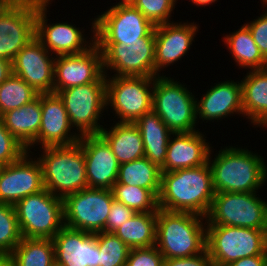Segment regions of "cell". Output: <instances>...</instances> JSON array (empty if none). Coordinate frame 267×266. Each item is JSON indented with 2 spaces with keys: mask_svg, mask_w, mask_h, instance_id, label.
I'll use <instances>...</instances> for the list:
<instances>
[{
  "mask_svg": "<svg viewBox=\"0 0 267 266\" xmlns=\"http://www.w3.org/2000/svg\"><path fill=\"white\" fill-rule=\"evenodd\" d=\"M215 196L208 162L195 168L161 173L158 208L206 216Z\"/></svg>",
  "mask_w": 267,
  "mask_h": 266,
  "instance_id": "6da1fadb",
  "label": "cell"
},
{
  "mask_svg": "<svg viewBox=\"0 0 267 266\" xmlns=\"http://www.w3.org/2000/svg\"><path fill=\"white\" fill-rule=\"evenodd\" d=\"M212 150L211 148L208 164L215 193L258 192L267 182V165L258 153L247 148L226 146L212 159Z\"/></svg>",
  "mask_w": 267,
  "mask_h": 266,
  "instance_id": "7a4b0ae2",
  "label": "cell"
},
{
  "mask_svg": "<svg viewBox=\"0 0 267 266\" xmlns=\"http://www.w3.org/2000/svg\"><path fill=\"white\" fill-rule=\"evenodd\" d=\"M204 219V216L195 213L158 208L155 246L164 259L190 257L204 252L207 243Z\"/></svg>",
  "mask_w": 267,
  "mask_h": 266,
  "instance_id": "3957f363",
  "label": "cell"
},
{
  "mask_svg": "<svg viewBox=\"0 0 267 266\" xmlns=\"http://www.w3.org/2000/svg\"><path fill=\"white\" fill-rule=\"evenodd\" d=\"M40 149L43 152L37 160L42 169L43 186L50 193L64 198L88 187L85 156L79 142Z\"/></svg>",
  "mask_w": 267,
  "mask_h": 266,
  "instance_id": "277c9868",
  "label": "cell"
},
{
  "mask_svg": "<svg viewBox=\"0 0 267 266\" xmlns=\"http://www.w3.org/2000/svg\"><path fill=\"white\" fill-rule=\"evenodd\" d=\"M185 86L186 84L175 81L173 77H155L152 110L160 116L172 133L197 131L196 98Z\"/></svg>",
  "mask_w": 267,
  "mask_h": 266,
  "instance_id": "5b68a950",
  "label": "cell"
},
{
  "mask_svg": "<svg viewBox=\"0 0 267 266\" xmlns=\"http://www.w3.org/2000/svg\"><path fill=\"white\" fill-rule=\"evenodd\" d=\"M206 242L214 266H227L244 257L267 255V230L206 226Z\"/></svg>",
  "mask_w": 267,
  "mask_h": 266,
  "instance_id": "8992f818",
  "label": "cell"
},
{
  "mask_svg": "<svg viewBox=\"0 0 267 266\" xmlns=\"http://www.w3.org/2000/svg\"><path fill=\"white\" fill-rule=\"evenodd\" d=\"M257 195V192L215 193L205 216L206 226L267 230V202Z\"/></svg>",
  "mask_w": 267,
  "mask_h": 266,
  "instance_id": "52a82bcc",
  "label": "cell"
},
{
  "mask_svg": "<svg viewBox=\"0 0 267 266\" xmlns=\"http://www.w3.org/2000/svg\"><path fill=\"white\" fill-rule=\"evenodd\" d=\"M14 209L24 238L53 239L65 226L63 198L45 188L19 200Z\"/></svg>",
  "mask_w": 267,
  "mask_h": 266,
  "instance_id": "ba28073f",
  "label": "cell"
},
{
  "mask_svg": "<svg viewBox=\"0 0 267 266\" xmlns=\"http://www.w3.org/2000/svg\"><path fill=\"white\" fill-rule=\"evenodd\" d=\"M63 100L71 125L80 136L99 134L104 127L100 119L107 111L106 74L95 82L63 89L57 93Z\"/></svg>",
  "mask_w": 267,
  "mask_h": 266,
  "instance_id": "9c48e42d",
  "label": "cell"
},
{
  "mask_svg": "<svg viewBox=\"0 0 267 266\" xmlns=\"http://www.w3.org/2000/svg\"><path fill=\"white\" fill-rule=\"evenodd\" d=\"M111 77L106 74L107 109L110 106L114 111L112 113L116 114L114 117L120 118L117 123H134L152 110L155 77Z\"/></svg>",
  "mask_w": 267,
  "mask_h": 266,
  "instance_id": "30bf717a",
  "label": "cell"
},
{
  "mask_svg": "<svg viewBox=\"0 0 267 266\" xmlns=\"http://www.w3.org/2000/svg\"><path fill=\"white\" fill-rule=\"evenodd\" d=\"M95 19V43L141 42L155 36V25L130 2L120 0Z\"/></svg>",
  "mask_w": 267,
  "mask_h": 266,
  "instance_id": "8fae6325",
  "label": "cell"
},
{
  "mask_svg": "<svg viewBox=\"0 0 267 266\" xmlns=\"http://www.w3.org/2000/svg\"><path fill=\"white\" fill-rule=\"evenodd\" d=\"M43 0H6L0 6V58L13 61L36 33L38 5Z\"/></svg>",
  "mask_w": 267,
  "mask_h": 266,
  "instance_id": "7c38bea8",
  "label": "cell"
},
{
  "mask_svg": "<svg viewBox=\"0 0 267 266\" xmlns=\"http://www.w3.org/2000/svg\"><path fill=\"white\" fill-rule=\"evenodd\" d=\"M114 200L112 190L87 187L63 198L64 225L90 233L105 232Z\"/></svg>",
  "mask_w": 267,
  "mask_h": 266,
  "instance_id": "4fadbf2b",
  "label": "cell"
},
{
  "mask_svg": "<svg viewBox=\"0 0 267 266\" xmlns=\"http://www.w3.org/2000/svg\"><path fill=\"white\" fill-rule=\"evenodd\" d=\"M95 44L102 52L105 74L109 70L116 72L113 76L155 77V36H146L141 38V42L127 43V45Z\"/></svg>",
  "mask_w": 267,
  "mask_h": 266,
  "instance_id": "5bb4252c",
  "label": "cell"
},
{
  "mask_svg": "<svg viewBox=\"0 0 267 266\" xmlns=\"http://www.w3.org/2000/svg\"><path fill=\"white\" fill-rule=\"evenodd\" d=\"M53 0H43L37 8L36 38L54 57L80 54L95 44V19L92 21L90 40L85 37L83 30L68 22L47 23V7ZM49 4V5H48ZM75 25V26H74ZM87 40V41H86ZM90 41V42H89Z\"/></svg>",
  "mask_w": 267,
  "mask_h": 266,
  "instance_id": "9a60e30c",
  "label": "cell"
},
{
  "mask_svg": "<svg viewBox=\"0 0 267 266\" xmlns=\"http://www.w3.org/2000/svg\"><path fill=\"white\" fill-rule=\"evenodd\" d=\"M26 152L18 161L4 165L0 172V203L15 205L28 195L44 189L39 161Z\"/></svg>",
  "mask_w": 267,
  "mask_h": 266,
  "instance_id": "2e32d148",
  "label": "cell"
},
{
  "mask_svg": "<svg viewBox=\"0 0 267 266\" xmlns=\"http://www.w3.org/2000/svg\"><path fill=\"white\" fill-rule=\"evenodd\" d=\"M54 61L55 57L35 37L13 59V74L38 94L53 93Z\"/></svg>",
  "mask_w": 267,
  "mask_h": 266,
  "instance_id": "e0dca14e",
  "label": "cell"
},
{
  "mask_svg": "<svg viewBox=\"0 0 267 266\" xmlns=\"http://www.w3.org/2000/svg\"><path fill=\"white\" fill-rule=\"evenodd\" d=\"M102 52L96 44L80 54L55 57L53 93L95 82L102 74Z\"/></svg>",
  "mask_w": 267,
  "mask_h": 266,
  "instance_id": "ac0fdd59",
  "label": "cell"
},
{
  "mask_svg": "<svg viewBox=\"0 0 267 266\" xmlns=\"http://www.w3.org/2000/svg\"><path fill=\"white\" fill-rule=\"evenodd\" d=\"M42 119L33 147L66 146L79 142L81 136L73 131L63 100L56 93L41 94ZM71 130L73 132H71Z\"/></svg>",
  "mask_w": 267,
  "mask_h": 266,
  "instance_id": "d6986e66",
  "label": "cell"
},
{
  "mask_svg": "<svg viewBox=\"0 0 267 266\" xmlns=\"http://www.w3.org/2000/svg\"><path fill=\"white\" fill-rule=\"evenodd\" d=\"M86 163L88 187L111 190L117 182L119 162L107 141L100 134L79 139Z\"/></svg>",
  "mask_w": 267,
  "mask_h": 266,
  "instance_id": "ffe728a7",
  "label": "cell"
},
{
  "mask_svg": "<svg viewBox=\"0 0 267 266\" xmlns=\"http://www.w3.org/2000/svg\"><path fill=\"white\" fill-rule=\"evenodd\" d=\"M195 22H169L155 26V77L184 57L199 31Z\"/></svg>",
  "mask_w": 267,
  "mask_h": 266,
  "instance_id": "44dd1931",
  "label": "cell"
},
{
  "mask_svg": "<svg viewBox=\"0 0 267 266\" xmlns=\"http://www.w3.org/2000/svg\"><path fill=\"white\" fill-rule=\"evenodd\" d=\"M55 264L58 266H99L96 233L64 226L54 237Z\"/></svg>",
  "mask_w": 267,
  "mask_h": 266,
  "instance_id": "7402d4cb",
  "label": "cell"
},
{
  "mask_svg": "<svg viewBox=\"0 0 267 266\" xmlns=\"http://www.w3.org/2000/svg\"><path fill=\"white\" fill-rule=\"evenodd\" d=\"M216 84V85H215ZM206 94H203L200 100L196 98V116L199 119L214 122L235 114H242V89L241 80H227L215 83ZM199 117V118H198Z\"/></svg>",
  "mask_w": 267,
  "mask_h": 266,
  "instance_id": "603a6c76",
  "label": "cell"
},
{
  "mask_svg": "<svg viewBox=\"0 0 267 266\" xmlns=\"http://www.w3.org/2000/svg\"><path fill=\"white\" fill-rule=\"evenodd\" d=\"M174 138H173V137ZM169 139L162 172L195 168L208 162L211 147L201 131L173 133Z\"/></svg>",
  "mask_w": 267,
  "mask_h": 266,
  "instance_id": "cb8c5ba5",
  "label": "cell"
},
{
  "mask_svg": "<svg viewBox=\"0 0 267 266\" xmlns=\"http://www.w3.org/2000/svg\"><path fill=\"white\" fill-rule=\"evenodd\" d=\"M241 80L244 117L256 127H267V68L248 70Z\"/></svg>",
  "mask_w": 267,
  "mask_h": 266,
  "instance_id": "d4e9b609",
  "label": "cell"
},
{
  "mask_svg": "<svg viewBox=\"0 0 267 266\" xmlns=\"http://www.w3.org/2000/svg\"><path fill=\"white\" fill-rule=\"evenodd\" d=\"M6 129L21 143L27 152L33 148L42 119L41 94L24 106L1 116Z\"/></svg>",
  "mask_w": 267,
  "mask_h": 266,
  "instance_id": "484cf974",
  "label": "cell"
},
{
  "mask_svg": "<svg viewBox=\"0 0 267 266\" xmlns=\"http://www.w3.org/2000/svg\"><path fill=\"white\" fill-rule=\"evenodd\" d=\"M134 124L138 127L144 144V156L160 169L165 165L168 142L173 134L153 110L144 113Z\"/></svg>",
  "mask_w": 267,
  "mask_h": 266,
  "instance_id": "4316f807",
  "label": "cell"
},
{
  "mask_svg": "<svg viewBox=\"0 0 267 266\" xmlns=\"http://www.w3.org/2000/svg\"><path fill=\"white\" fill-rule=\"evenodd\" d=\"M109 144L119 164L144 157L142 135L134 123H113L99 133Z\"/></svg>",
  "mask_w": 267,
  "mask_h": 266,
  "instance_id": "83f0119b",
  "label": "cell"
},
{
  "mask_svg": "<svg viewBox=\"0 0 267 266\" xmlns=\"http://www.w3.org/2000/svg\"><path fill=\"white\" fill-rule=\"evenodd\" d=\"M224 44L232 54L233 60L241 68L256 70L267 68V60L254 42L246 24L235 32L223 37Z\"/></svg>",
  "mask_w": 267,
  "mask_h": 266,
  "instance_id": "f1b7e54d",
  "label": "cell"
},
{
  "mask_svg": "<svg viewBox=\"0 0 267 266\" xmlns=\"http://www.w3.org/2000/svg\"><path fill=\"white\" fill-rule=\"evenodd\" d=\"M157 213H136L114 234L130 249L147 248L156 244Z\"/></svg>",
  "mask_w": 267,
  "mask_h": 266,
  "instance_id": "f546056e",
  "label": "cell"
},
{
  "mask_svg": "<svg viewBox=\"0 0 267 266\" xmlns=\"http://www.w3.org/2000/svg\"><path fill=\"white\" fill-rule=\"evenodd\" d=\"M161 169L145 156L120 164L117 183L149 189L157 198L161 188Z\"/></svg>",
  "mask_w": 267,
  "mask_h": 266,
  "instance_id": "4dcf8cb0",
  "label": "cell"
},
{
  "mask_svg": "<svg viewBox=\"0 0 267 266\" xmlns=\"http://www.w3.org/2000/svg\"><path fill=\"white\" fill-rule=\"evenodd\" d=\"M15 266H54L53 239L24 238L10 254Z\"/></svg>",
  "mask_w": 267,
  "mask_h": 266,
  "instance_id": "1f68e13d",
  "label": "cell"
},
{
  "mask_svg": "<svg viewBox=\"0 0 267 266\" xmlns=\"http://www.w3.org/2000/svg\"><path fill=\"white\" fill-rule=\"evenodd\" d=\"M38 95L22 78L12 74L0 85V117L31 102Z\"/></svg>",
  "mask_w": 267,
  "mask_h": 266,
  "instance_id": "d6a6232c",
  "label": "cell"
},
{
  "mask_svg": "<svg viewBox=\"0 0 267 266\" xmlns=\"http://www.w3.org/2000/svg\"><path fill=\"white\" fill-rule=\"evenodd\" d=\"M111 190L115 200L122 202L135 213H157L158 198L149 189L116 182Z\"/></svg>",
  "mask_w": 267,
  "mask_h": 266,
  "instance_id": "836d02e7",
  "label": "cell"
},
{
  "mask_svg": "<svg viewBox=\"0 0 267 266\" xmlns=\"http://www.w3.org/2000/svg\"><path fill=\"white\" fill-rule=\"evenodd\" d=\"M99 266H125L130 248L114 233L97 232Z\"/></svg>",
  "mask_w": 267,
  "mask_h": 266,
  "instance_id": "e575fe53",
  "label": "cell"
},
{
  "mask_svg": "<svg viewBox=\"0 0 267 266\" xmlns=\"http://www.w3.org/2000/svg\"><path fill=\"white\" fill-rule=\"evenodd\" d=\"M21 240L14 206L0 203V255H10Z\"/></svg>",
  "mask_w": 267,
  "mask_h": 266,
  "instance_id": "d590c367",
  "label": "cell"
},
{
  "mask_svg": "<svg viewBox=\"0 0 267 266\" xmlns=\"http://www.w3.org/2000/svg\"><path fill=\"white\" fill-rule=\"evenodd\" d=\"M178 0H130L129 2L138 9L155 26L166 24L171 20V14Z\"/></svg>",
  "mask_w": 267,
  "mask_h": 266,
  "instance_id": "8d00e7d4",
  "label": "cell"
},
{
  "mask_svg": "<svg viewBox=\"0 0 267 266\" xmlns=\"http://www.w3.org/2000/svg\"><path fill=\"white\" fill-rule=\"evenodd\" d=\"M27 149L6 129L0 117V162L4 165L18 161Z\"/></svg>",
  "mask_w": 267,
  "mask_h": 266,
  "instance_id": "74e56055",
  "label": "cell"
},
{
  "mask_svg": "<svg viewBox=\"0 0 267 266\" xmlns=\"http://www.w3.org/2000/svg\"><path fill=\"white\" fill-rule=\"evenodd\" d=\"M164 257L156 246L130 249L125 266H163Z\"/></svg>",
  "mask_w": 267,
  "mask_h": 266,
  "instance_id": "f35d334b",
  "label": "cell"
},
{
  "mask_svg": "<svg viewBox=\"0 0 267 266\" xmlns=\"http://www.w3.org/2000/svg\"><path fill=\"white\" fill-rule=\"evenodd\" d=\"M136 213L117 200H113L105 226V232L114 233L122 224L133 217Z\"/></svg>",
  "mask_w": 267,
  "mask_h": 266,
  "instance_id": "ab89813d",
  "label": "cell"
},
{
  "mask_svg": "<svg viewBox=\"0 0 267 266\" xmlns=\"http://www.w3.org/2000/svg\"><path fill=\"white\" fill-rule=\"evenodd\" d=\"M261 54L267 60V9L257 19L245 23Z\"/></svg>",
  "mask_w": 267,
  "mask_h": 266,
  "instance_id": "60d3db41",
  "label": "cell"
},
{
  "mask_svg": "<svg viewBox=\"0 0 267 266\" xmlns=\"http://www.w3.org/2000/svg\"><path fill=\"white\" fill-rule=\"evenodd\" d=\"M163 266H214L207 249L198 254L184 258L164 259Z\"/></svg>",
  "mask_w": 267,
  "mask_h": 266,
  "instance_id": "b9f144b4",
  "label": "cell"
},
{
  "mask_svg": "<svg viewBox=\"0 0 267 266\" xmlns=\"http://www.w3.org/2000/svg\"><path fill=\"white\" fill-rule=\"evenodd\" d=\"M227 266H267V255L244 257L231 262Z\"/></svg>",
  "mask_w": 267,
  "mask_h": 266,
  "instance_id": "7bdbcfd3",
  "label": "cell"
},
{
  "mask_svg": "<svg viewBox=\"0 0 267 266\" xmlns=\"http://www.w3.org/2000/svg\"><path fill=\"white\" fill-rule=\"evenodd\" d=\"M13 74L12 61L0 58V85Z\"/></svg>",
  "mask_w": 267,
  "mask_h": 266,
  "instance_id": "ee69618b",
  "label": "cell"
},
{
  "mask_svg": "<svg viewBox=\"0 0 267 266\" xmlns=\"http://www.w3.org/2000/svg\"><path fill=\"white\" fill-rule=\"evenodd\" d=\"M0 266H15L10 255H0Z\"/></svg>",
  "mask_w": 267,
  "mask_h": 266,
  "instance_id": "f6af8a7d",
  "label": "cell"
},
{
  "mask_svg": "<svg viewBox=\"0 0 267 266\" xmlns=\"http://www.w3.org/2000/svg\"><path fill=\"white\" fill-rule=\"evenodd\" d=\"M215 1L217 0H191L190 2L192 4H195L196 6H207V5H211L212 3H215Z\"/></svg>",
  "mask_w": 267,
  "mask_h": 266,
  "instance_id": "bcb514c9",
  "label": "cell"
},
{
  "mask_svg": "<svg viewBox=\"0 0 267 266\" xmlns=\"http://www.w3.org/2000/svg\"><path fill=\"white\" fill-rule=\"evenodd\" d=\"M261 2H263V3H261V4H263L262 6V8H264L265 6H266V8H267V0H260Z\"/></svg>",
  "mask_w": 267,
  "mask_h": 266,
  "instance_id": "7dc6e473",
  "label": "cell"
},
{
  "mask_svg": "<svg viewBox=\"0 0 267 266\" xmlns=\"http://www.w3.org/2000/svg\"><path fill=\"white\" fill-rule=\"evenodd\" d=\"M3 166H4V164L2 162H0V172H1L2 168H3Z\"/></svg>",
  "mask_w": 267,
  "mask_h": 266,
  "instance_id": "c3c4849f",
  "label": "cell"
},
{
  "mask_svg": "<svg viewBox=\"0 0 267 266\" xmlns=\"http://www.w3.org/2000/svg\"><path fill=\"white\" fill-rule=\"evenodd\" d=\"M6 0H0V6L5 2Z\"/></svg>",
  "mask_w": 267,
  "mask_h": 266,
  "instance_id": "681fc988",
  "label": "cell"
}]
</instances>
